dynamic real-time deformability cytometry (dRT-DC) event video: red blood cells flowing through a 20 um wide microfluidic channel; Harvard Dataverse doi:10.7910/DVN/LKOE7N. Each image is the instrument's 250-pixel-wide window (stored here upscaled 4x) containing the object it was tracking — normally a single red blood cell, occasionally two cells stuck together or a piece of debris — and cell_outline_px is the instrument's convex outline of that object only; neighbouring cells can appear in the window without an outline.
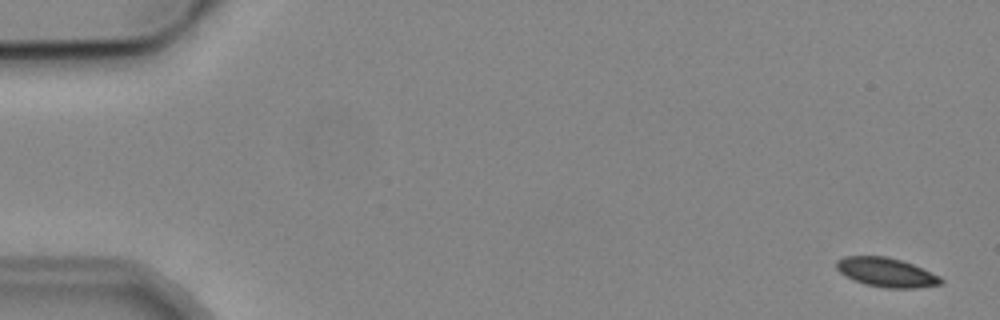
{"species": "common noctule bat (a hibernating species)", "species_latin": "Nyctalus noctula", "temperature_condition": "cold", "stored_images_in_passage": 5, "camera_frame_rate_fps": 3000, "um_per_image_px": 0.085, "animal": {"sex": "male", "body_mass_g": 19.2, "forearm_length_mm": 51.8}, "frame": {"image": 1, "passage_image": 1, "time_ms": 0.0, "image_size_px": [1000, 320], "cell_outline_px": [[944, 284], [916, 288], [884, 288], [864, 284], [844, 276], [836, 268], [836, 260], [844, 256], [884, 256], [900, 260], [912, 264], [940, 276], [944, 280]], "centroid_in_image_um": [75.33, 23.16], "position_along_channel_um": 9.7, "area_um2": 17.86}}